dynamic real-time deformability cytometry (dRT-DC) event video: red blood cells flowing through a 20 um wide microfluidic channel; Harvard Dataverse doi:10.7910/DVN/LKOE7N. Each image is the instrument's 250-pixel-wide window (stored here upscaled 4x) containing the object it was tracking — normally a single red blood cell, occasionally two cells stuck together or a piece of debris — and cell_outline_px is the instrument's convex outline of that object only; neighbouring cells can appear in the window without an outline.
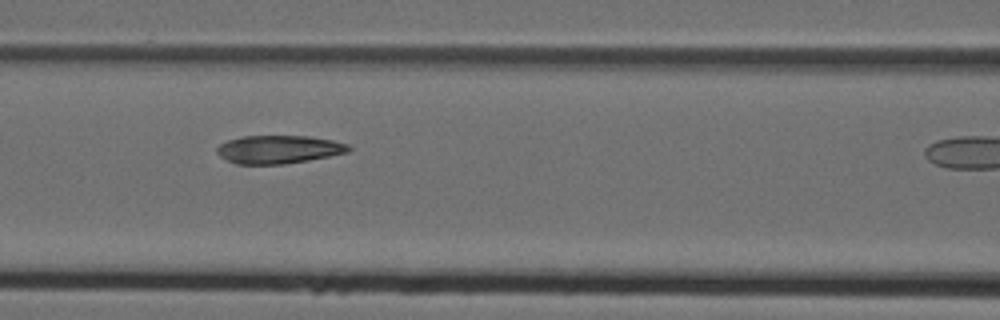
{"species": "Egyptian fruit bat (a non-hibernating species)", "species_latin": "Rousettus aegyptiacus", "temperature_condition": "cold", "stored_images_in_passage": 5, "camera_frame_rate_fps": 3000, "um_per_image_px": 0.085, "animal": {"sex": "female"}, "frame": {"image": 1, "passage_image": 4, "time_ms": 1.0, "image_size_px": [1000, 320], "cell_outline_px": [[352, 148], [348, 152], [308, 160], [284, 164], [236, 164], [220, 156], [216, 152], [216, 148], [220, 144], [228, 140], [240, 136], [308, 136], [332, 140], [348, 144]], "centroid_in_image_um": [23.67, 12.69], "position_along_channel_um": 142.9, "area_um2": 21.56}}
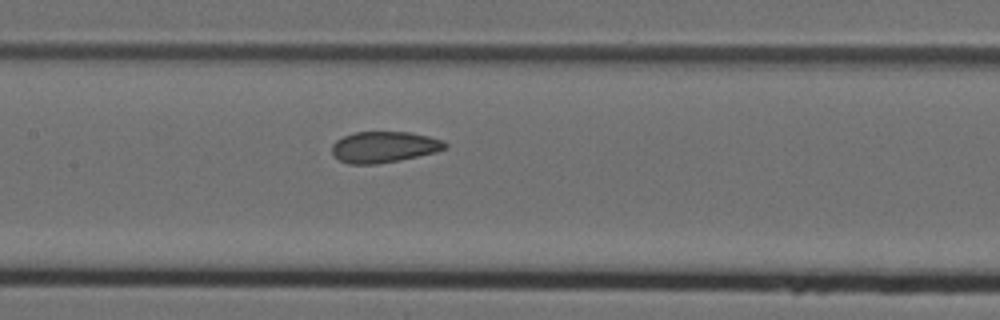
{"frame": {"image": 2, "passage_image": 5, "time_ms": 1.333, "image_size_px": [1000, 320], "cell_outline_px": [[448, 148], [436, 152], [400, 160], [376, 164], [348, 164], [340, 160], [332, 152], [332, 144], [336, 140], [352, 132], [412, 132], [444, 140], [448, 144]], "centroid_in_image_um": [32.67, 12.49], "position_along_channel_um": 174.7, "area_um2": 20.63}}